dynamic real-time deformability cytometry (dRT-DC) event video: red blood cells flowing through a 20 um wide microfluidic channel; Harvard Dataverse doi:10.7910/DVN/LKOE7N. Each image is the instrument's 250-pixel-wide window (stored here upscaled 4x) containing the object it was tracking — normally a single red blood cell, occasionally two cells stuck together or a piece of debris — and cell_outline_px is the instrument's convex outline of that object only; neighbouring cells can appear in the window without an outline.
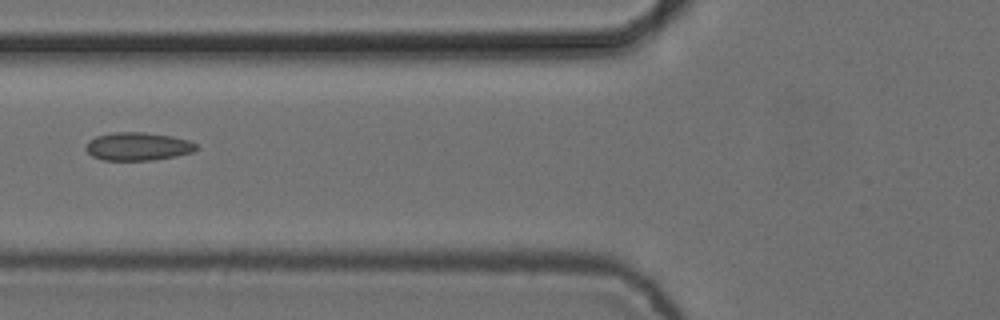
{"species": "common noctule bat (a hibernating species)", "species_latin": "Nyctalus noctula", "temperature_condition": "cold", "stored_images_in_passage": 8, "camera_frame_rate_fps": 3000, "um_per_image_px": 0.085, "animal": {"sex": "female", "body_mass_g": 24.6, "forearm_length_mm": 56.2}, "frame": {"image": 1, "passage_image": 5, "time_ms": 1.333, "image_size_px": [1000, 320], "cell_outline_px": [[200, 148], [192, 152], [176, 156], [152, 160], [104, 160], [92, 156], [84, 148], [88, 140], [96, 136], [116, 132], [144, 132], [172, 136], [188, 140], [196, 144]], "centroid_in_image_um": [11.72, 12.44], "position_along_channel_um": 114.1, "area_um2": 18.15}}
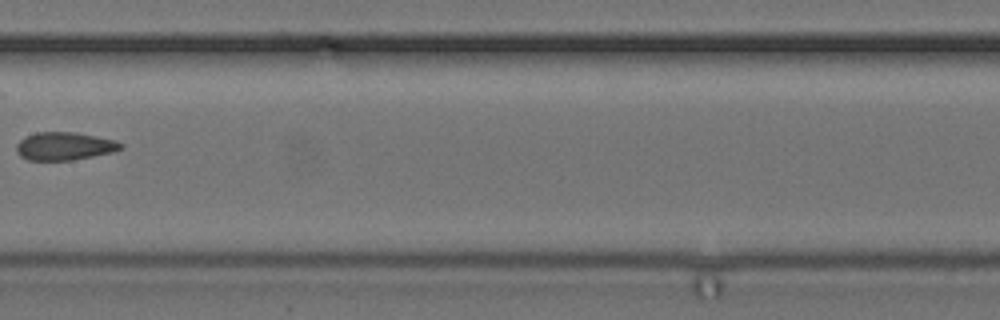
{"frame": {"image": 2, "passage_image": 7, "time_ms": 2.0, "image_size_px": [1000, 320], "cell_outline_px": [[124, 148], [112, 152], [72, 160], [28, 160], [20, 156], [16, 152], [16, 144], [24, 136], [36, 132], [76, 132], [116, 140], [124, 144]], "centroid_in_image_um": [5.47, 12.41], "position_along_channel_um": 201.9, "area_um2": 17.17}}
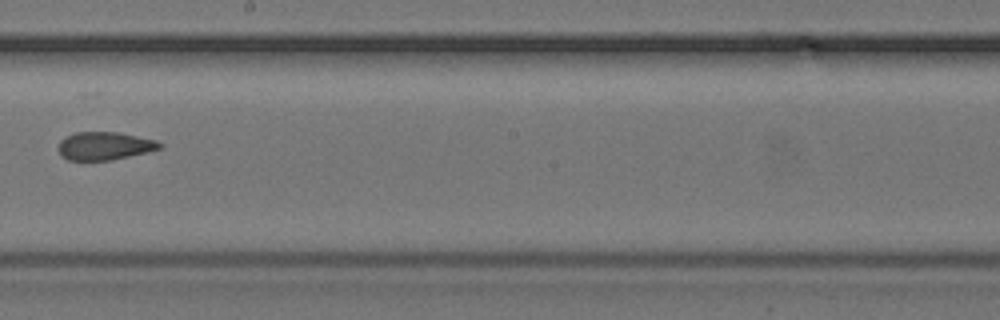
{"frame": {"image": 3, "passage_image": 8, "time_ms": 2.333, "image_size_px": [1000, 320], "cell_outline_px": [[164, 144], [160, 148], [112, 160], [68, 160], [60, 156], [60, 140], [76, 132], [120, 132], [156, 140]], "centroid_in_image_um": [8.89, 12.39], "position_along_channel_um": 239.3, "area_um2": 16.36}}